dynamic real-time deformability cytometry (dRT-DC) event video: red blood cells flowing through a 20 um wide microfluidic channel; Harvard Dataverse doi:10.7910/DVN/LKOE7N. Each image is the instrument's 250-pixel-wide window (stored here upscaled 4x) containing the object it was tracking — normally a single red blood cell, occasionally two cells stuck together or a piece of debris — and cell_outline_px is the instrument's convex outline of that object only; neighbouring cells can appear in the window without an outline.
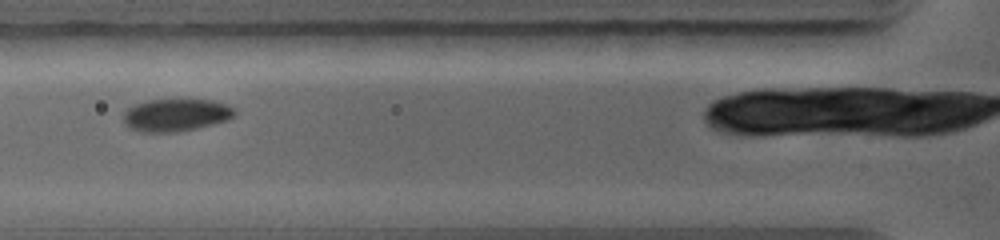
{"species": "common noctule bat (a hibernating species)", "species_latin": "Nyctalus noctula", "temperature_condition": "warm", "stored_images_in_passage": 12, "camera_frame_rate_fps": 5000, "um_per_image_px": 0.085, "animal": {"sex": "female", "body_mass_g": 19.0, "forearm_length_mm": 56.7}, "frame": {"image": 1, "passage_image": 3, "time_ms": 1.8, "image_size_px": [1000, 240], "cell_outline_px": [[236, 112], [228, 120], [196, 128], [176, 132], [140, 132], [128, 128], [124, 124], [124, 112], [132, 104], [144, 100], [184, 96], [212, 100], [228, 104]], "centroid_in_image_um": [14.92, 9.71], "position_along_channel_um": 110.9, "area_um2": 22.14}}
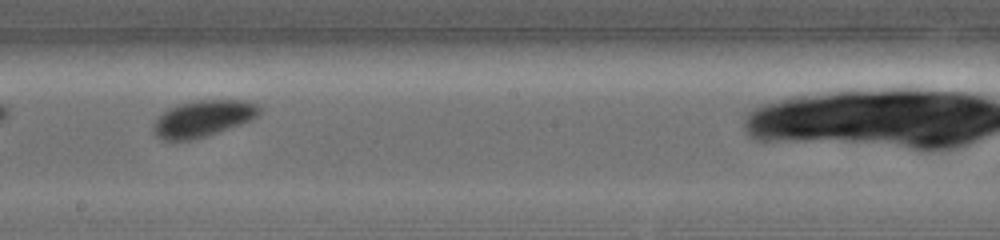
{"frame": {"image": 2, "passage_image": 6, "time_ms": 4.4, "image_size_px": [1000, 240], "cell_outline_px": [[264, 108], [256, 116], [240, 124], [204, 136], [188, 140], [164, 140], [156, 136], [152, 128], [152, 124], [168, 108], [180, 104], [196, 100], [244, 100], [256, 104]], "centroid_in_image_um": [17.24, 10.06], "position_along_channel_um": 231.0, "area_um2": 22.14}}
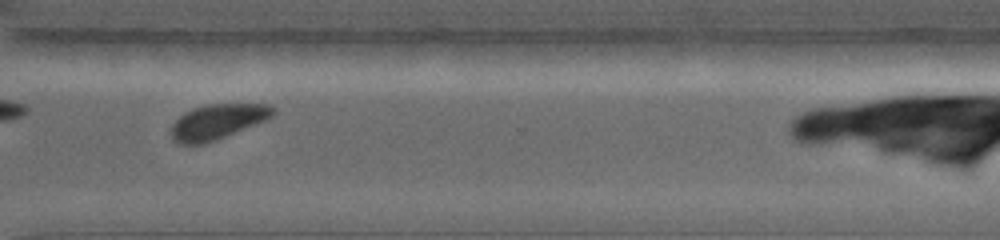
{"frame": {"image": 3, "passage_image": 9, "time_ms": 7.0, "image_size_px": [1000, 240], "cell_outline_px": [[276, 112], [272, 116], [264, 120], [216, 140], [204, 144], [180, 144], [172, 140], [172, 124], [184, 112], [192, 108], [208, 104], [268, 104], [276, 108]], "centroid_in_image_um": [18.47, 10.33], "position_along_channel_um": 352.1, "area_um2": 20.63}}